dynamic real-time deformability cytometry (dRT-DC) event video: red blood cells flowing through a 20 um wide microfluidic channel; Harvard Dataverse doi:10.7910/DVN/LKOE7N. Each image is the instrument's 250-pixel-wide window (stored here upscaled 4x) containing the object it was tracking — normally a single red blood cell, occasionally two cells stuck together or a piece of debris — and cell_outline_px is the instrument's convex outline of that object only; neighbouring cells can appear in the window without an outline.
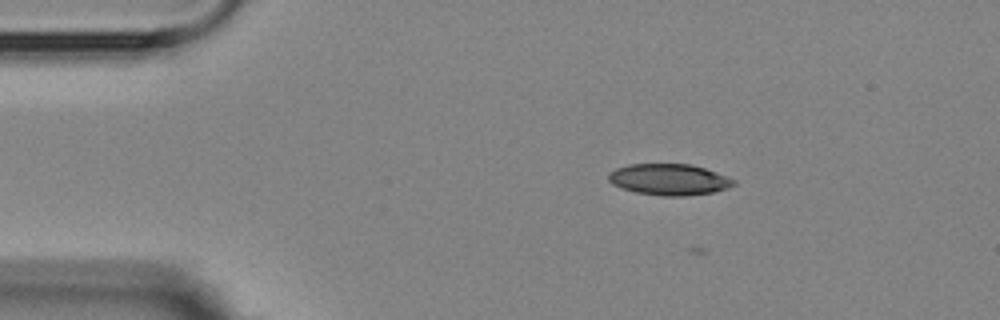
{"species": "Egyptian fruit bat (a non-hibernating species)", "species_latin": "Rousettus aegyptiacus", "temperature_condition": "room temperature", "stored_images_in_passage": 4, "camera_frame_rate_fps": 3000, "um_per_image_px": 0.085, "animal": {"sex": "female"}, "frame": {"image": 1, "passage_image": 2, "time_ms": 1.0, "image_size_px": [1000, 320], "cell_outline_px": [[736, 184], [728, 188], [712, 192], [684, 196], [664, 196], [636, 192], [620, 188], [612, 184], [608, 180], [608, 172], [616, 168], [628, 164], [692, 164], [716, 172], [736, 180]], "centroid_in_image_um": [56.85, 15.25], "position_along_channel_um": 28.1, "area_um2": 22.89}}